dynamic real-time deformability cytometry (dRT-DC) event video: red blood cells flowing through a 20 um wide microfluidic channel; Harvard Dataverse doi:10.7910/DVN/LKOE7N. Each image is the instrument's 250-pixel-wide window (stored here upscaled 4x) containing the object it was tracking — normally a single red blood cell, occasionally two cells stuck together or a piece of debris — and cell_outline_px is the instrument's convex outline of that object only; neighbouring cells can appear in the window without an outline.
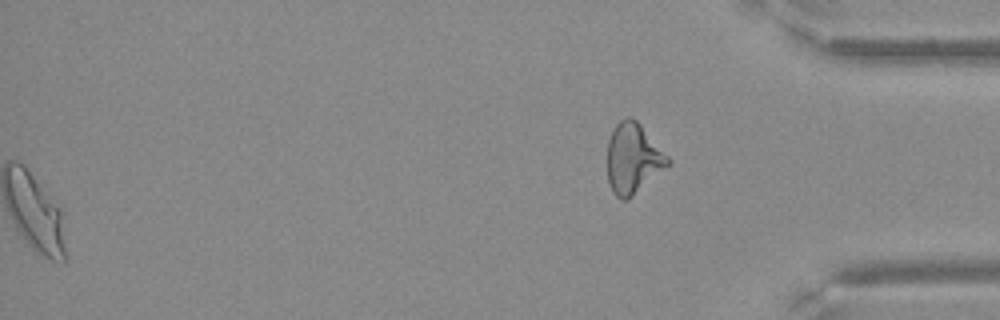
{"species": "Egyptian fruit bat (a non-hibernating species)", "species_latin": "Rousettus aegyptiacus", "temperature_condition": "warm", "stored_images_in_passage": 51, "segment_of_instrument_passage": [2, 2], "camera_frame_rate_fps": 3000, "um_per_image_px": 0.085, "frame": {"image": 1, "passage_image": 51, "time_ms": 16.667, "image_size_px": [1000, 320], "cell_outline_px": [[672, 164], [628, 200], [620, 200], [612, 192], [608, 180], [608, 140], [612, 128], [620, 120], [628, 116], [636, 120], [640, 124], [672, 160]], "centroid_in_image_um": [53.83, 13.49], "position_along_channel_um": 381.4, "area_um2": 25.09}}